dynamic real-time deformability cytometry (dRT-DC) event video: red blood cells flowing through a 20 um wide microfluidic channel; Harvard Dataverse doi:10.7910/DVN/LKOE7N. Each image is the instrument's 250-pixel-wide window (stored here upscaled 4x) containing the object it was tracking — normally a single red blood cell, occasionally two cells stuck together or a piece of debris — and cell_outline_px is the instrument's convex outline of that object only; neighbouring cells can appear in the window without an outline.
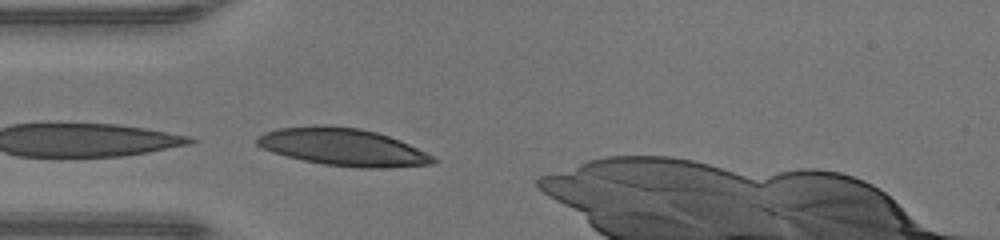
{"species": "human", "species_latin": "Homo sapiens", "temperature_condition": "warm", "stored_images_in_passage": 3, "camera_frame_rate_fps": 3000, "um_per_image_px": 0.085, "donor": {"sex": "male"}, "frame": {"image": 1, "passage_image": 3, "time_ms": 0.667, "image_size_px": [1000, 240], "cell_outline_px": [[440, 160], [432, 164], [384, 168], [360, 168], [324, 164], [304, 160], [272, 152], [260, 148], [256, 144], [256, 136], [264, 132], [276, 128], [360, 128], [376, 132], [400, 140]], "centroid_in_image_um": [29.17, 12.54], "position_along_channel_um": 55.8, "area_um2": 37.28}}